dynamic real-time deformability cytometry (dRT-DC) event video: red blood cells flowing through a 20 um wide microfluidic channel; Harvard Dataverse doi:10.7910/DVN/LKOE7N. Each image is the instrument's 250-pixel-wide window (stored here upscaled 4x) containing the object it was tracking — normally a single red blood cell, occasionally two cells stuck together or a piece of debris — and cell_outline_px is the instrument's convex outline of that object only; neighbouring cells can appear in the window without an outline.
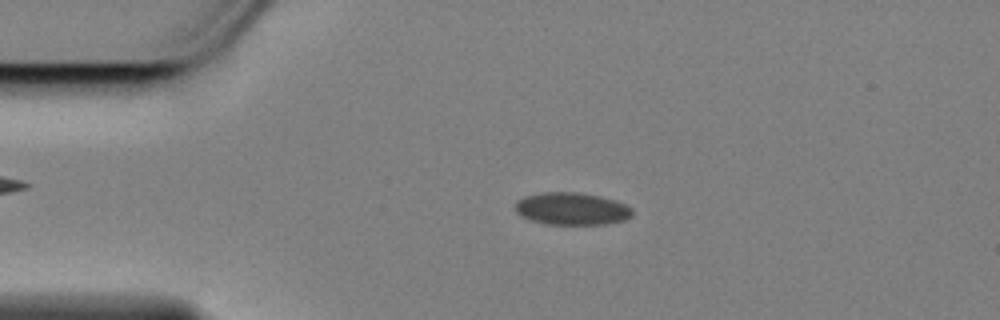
{"species": "Egyptian fruit bat (a non-hibernating species)", "species_latin": "Rousettus aegyptiacus", "temperature_condition": "cold", "stored_images_in_passage": 49, "camera_frame_rate_fps": 3000, "um_per_image_px": 0.085, "animal": {"sex": "female"}, "frame": {"image": 1, "passage_image": 4, "time_ms": 1.0, "image_size_px": [1000, 320], "cell_outline_px": [[632, 216], [624, 220], [608, 224], [548, 224], [528, 220], [520, 216], [516, 212], [516, 200], [524, 196], [544, 192], [576, 192], [600, 196], [616, 200], [632, 208]], "centroid_in_image_um": [48.58, 17.74], "position_along_channel_um": 36.4, "area_um2": 22.25}}
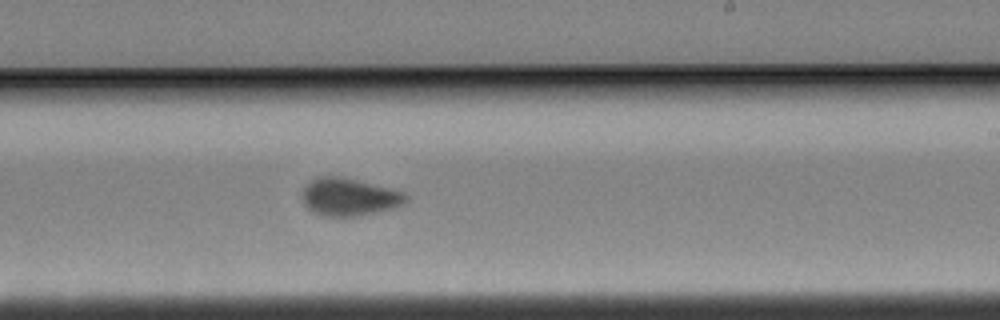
{"frame": {"image": 2, "passage_image": 26, "time_ms": 8.333, "image_size_px": [1000, 320], "cell_outline_px": [[408, 204], [396, 208], [356, 216], [320, 216], [312, 212], [304, 204], [304, 188], [312, 180], [320, 176], [340, 176], [404, 192], [408, 196]], "centroid_in_image_um": [29.73, 16.76], "position_along_channel_um": 259.3, "area_um2": 22.66}}
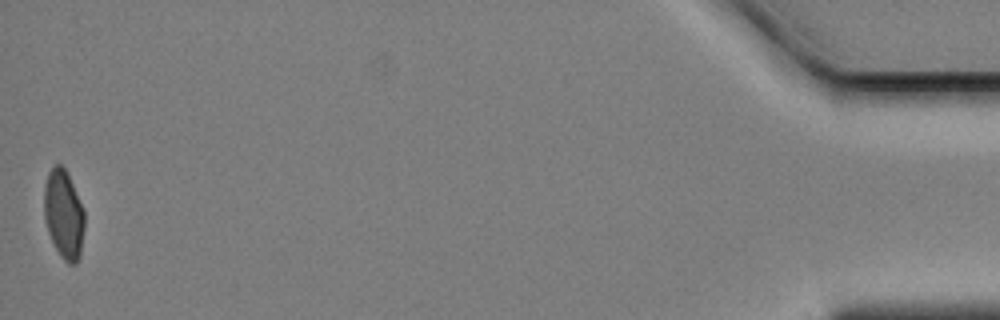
{"frame": {"image": 3, "passage_image": 49, "time_ms": 16.0, "image_size_px": [1000, 320], "cell_outline_px": [[84, 228], [80, 256], [76, 264], [68, 264], [60, 256], [48, 232], [44, 216], [44, 188], [48, 172], [56, 164], [60, 164], [68, 172], [84, 212]], "centroid_in_image_um": [5.41, 18.22], "position_along_channel_um": 429.8, "area_um2": 20.87}, "authors_computed_cell_mechanics": {"area_um2": 22.3108, "velocity_mm_per_s": 3.4511, "shape_relaxation_time_tau1_ms": 11.2736, "shape_relaxation_time_tau2_ms": 1.1454, "deformation_change_tau1": 0.1842, "deformation_change_tau2": 0.0436}}